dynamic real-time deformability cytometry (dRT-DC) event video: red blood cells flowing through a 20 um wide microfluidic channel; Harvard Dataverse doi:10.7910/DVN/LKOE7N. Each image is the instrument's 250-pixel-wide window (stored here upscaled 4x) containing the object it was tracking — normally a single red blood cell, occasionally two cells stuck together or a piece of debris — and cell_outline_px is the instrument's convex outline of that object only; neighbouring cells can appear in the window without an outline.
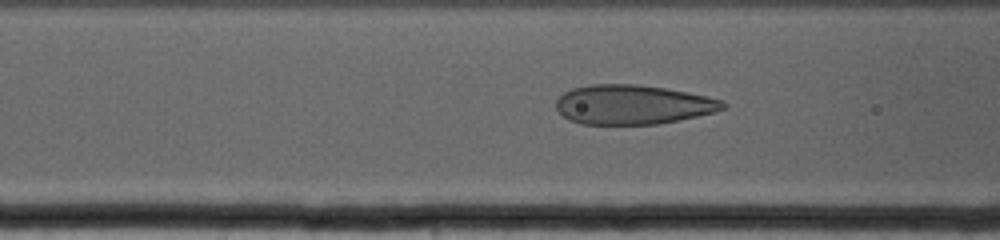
{"species": "human", "species_latin": "Homo sapiens", "temperature_condition": "cold", "stored_images_in_passage": 58, "camera_frame_rate_fps": 3000, "um_per_image_px": 0.085, "donor": {"sex": "female"}, "frame": {"image": 1, "passage_image": 20, "time_ms": 6.333, "image_size_px": [1000, 240], "cell_outline_px": [[728, 104], [724, 108], [716, 112], [656, 124], [580, 124], [568, 120], [556, 108], [556, 100], [564, 92], [572, 88], [592, 84], [632, 84], [664, 88], [704, 96], [720, 100]], "centroid_in_image_um": [53.74, 8.89], "position_along_channel_um": 112.9, "area_um2": 37.97}}
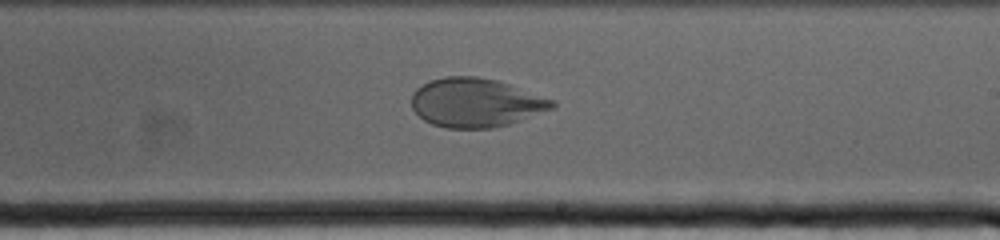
{"frame": {"image": 2, "passage_image": 35, "time_ms": 11.333, "image_size_px": [1000, 240], "cell_outline_px": [[556, 104], [552, 108], [508, 124], [492, 128], [444, 128], [432, 124], [424, 120], [412, 108], [412, 92], [416, 88], [428, 80], [444, 76], [476, 76], [496, 80], [556, 100]], "centroid_in_image_um": [40.4, 8.71], "position_along_channel_um": 248.6, "area_um2": 40.0}}
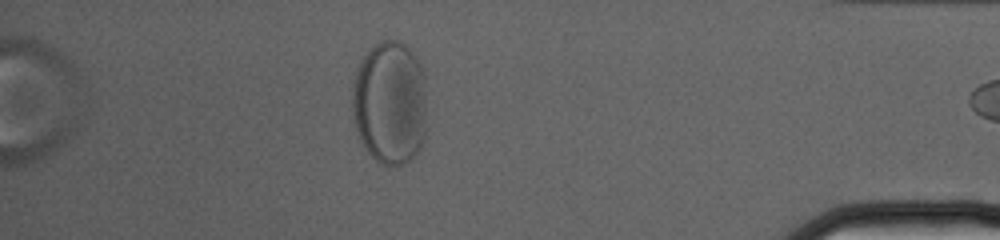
{"frame": {"image": 3, "passage_image": 56, "time_ms": 18.333, "image_size_px": [1000, 240], "cell_outline_px": [[424, 140], [420, 148], [404, 164], [380, 164], [368, 152], [360, 140], [356, 128], [352, 108], [352, 88], [356, 72], [360, 60], [380, 40], [396, 40], [404, 44], [416, 56], [424, 72]], "centroid_in_image_um": [33.12, 8.72], "position_along_channel_um": 402.1, "area_um2": 53.52}}